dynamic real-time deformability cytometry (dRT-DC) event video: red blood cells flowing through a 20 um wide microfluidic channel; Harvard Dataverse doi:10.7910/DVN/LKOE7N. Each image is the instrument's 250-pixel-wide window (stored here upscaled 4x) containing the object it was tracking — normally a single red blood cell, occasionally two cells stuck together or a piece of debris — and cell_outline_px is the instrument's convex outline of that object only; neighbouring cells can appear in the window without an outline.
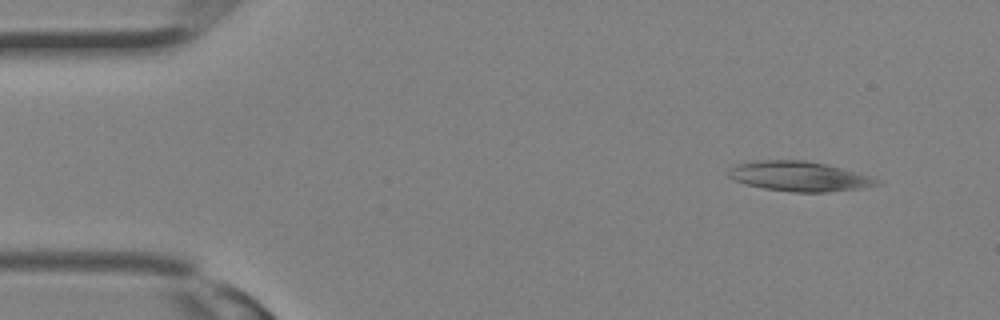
{"species": "Egyptian fruit bat (a non-hibernating species)", "species_latin": "Rousettus aegyptiacus", "temperature_condition": "room temperature", "stored_images_in_passage": 10, "camera_frame_rate_fps": 3000, "um_per_image_px": 0.085, "animal": {"sex": "female"}, "frame": {"image": 1, "passage_image": 2, "time_ms": 0.333, "image_size_px": [1000, 320], "cell_outline_px": [[884, 184], [860, 188], [824, 192], [792, 192], [764, 188], [744, 184], [732, 180], [728, 176], [728, 172], [736, 164], [756, 160], [804, 160], [824, 164], [840, 168], [868, 176], [880, 180]], "centroid_in_image_um": [67.89, 14.99], "position_along_channel_um": 17.1, "area_um2": 25.61}}
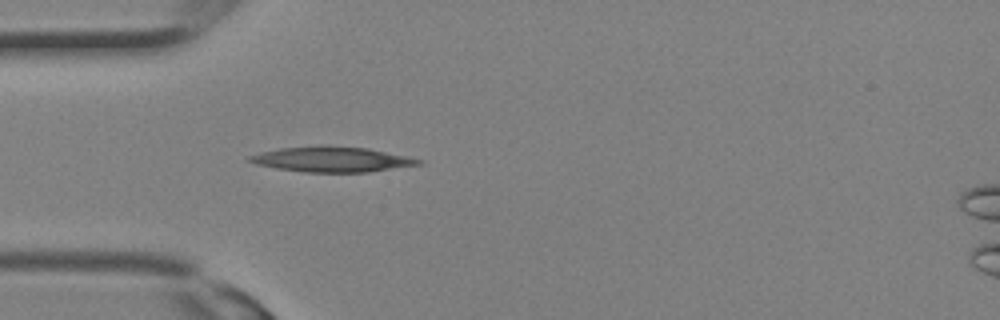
{"frame": {"image": 2, "passage_image": 8, "time_ms": 2.333, "image_size_px": [1000, 320], "cell_outline_px": [[424, 164], [368, 172], [304, 172], [276, 168], [256, 164], [244, 160], [248, 156], [260, 152], [280, 148], [320, 144], [328, 144], [368, 148], [408, 156], [424, 160]], "centroid_in_image_um": [28.21, 13.52], "position_along_channel_um": 56.8, "area_um2": 25.43}}
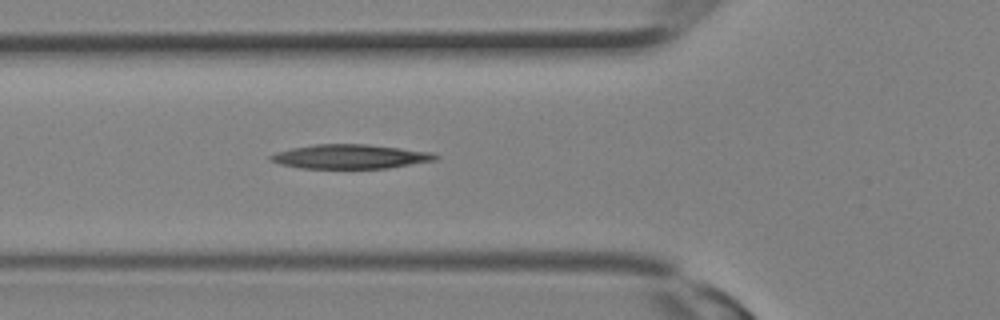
{"frame": {"image": 3, "passage_image": 10, "time_ms": 3.0, "image_size_px": [1000, 320], "cell_outline_px": [[440, 156], [436, 160], [388, 168], [300, 168], [280, 164], [268, 160], [268, 156], [276, 152], [292, 148], [316, 144], [368, 144], [432, 152]], "centroid_in_image_um": [29.76, 13.31], "position_along_channel_um": 96.0, "area_um2": 23.29}}